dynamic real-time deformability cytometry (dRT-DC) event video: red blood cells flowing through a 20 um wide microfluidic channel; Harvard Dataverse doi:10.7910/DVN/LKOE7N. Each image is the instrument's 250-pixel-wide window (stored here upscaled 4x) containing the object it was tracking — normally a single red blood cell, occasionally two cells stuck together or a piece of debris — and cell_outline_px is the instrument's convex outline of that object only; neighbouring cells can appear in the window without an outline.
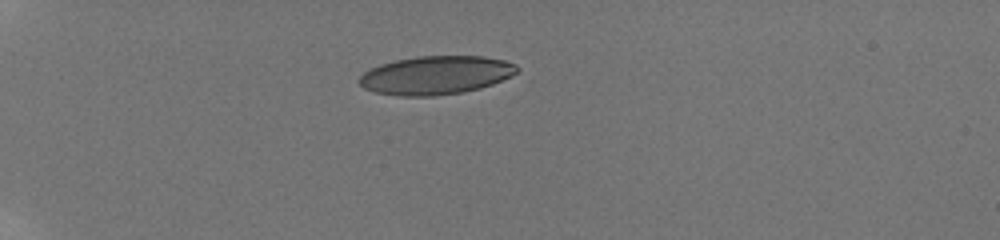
{"species": "human", "species_latin": "Homo sapiens", "temperature_condition": "room temperature", "stored_images_in_passage": 20, "camera_frame_rate_fps": 3000, "um_per_image_px": 0.085, "donor": {"sex": "male"}, "frame": {"image": 1, "passage_image": 1, "time_ms": 0.0, "image_size_px": [1000, 240], "cell_outline_px": [[520, 68], [512, 76], [492, 84], [480, 88], [460, 92], [432, 96], [400, 96], [376, 92], [364, 88], [356, 80], [364, 72], [380, 64], [396, 60], [416, 56], [484, 56], [504, 60], [516, 64]], "centroid_in_image_um": [37.05, 6.38], "position_along_channel_um": 47.9, "area_um2": 35.37}}
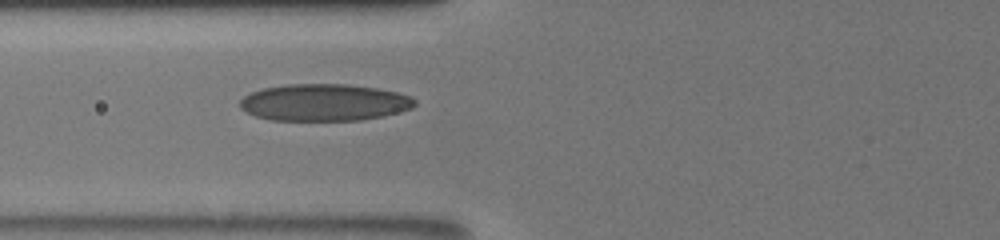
{"frame": {"image": 2, "passage_image": 16, "time_ms": 2.667, "image_size_px": [1000, 240], "cell_outline_px": [[416, 104], [412, 108], [380, 116], [360, 120], [268, 120], [256, 116], [240, 108], [240, 100], [244, 96], [252, 92], [264, 88], [288, 84], [344, 84], [376, 88], [396, 92], [412, 96], [416, 100]], "centroid_in_image_um": [27.55, 8.7], "position_along_channel_um": 98.3, "area_um2": 37.4}}